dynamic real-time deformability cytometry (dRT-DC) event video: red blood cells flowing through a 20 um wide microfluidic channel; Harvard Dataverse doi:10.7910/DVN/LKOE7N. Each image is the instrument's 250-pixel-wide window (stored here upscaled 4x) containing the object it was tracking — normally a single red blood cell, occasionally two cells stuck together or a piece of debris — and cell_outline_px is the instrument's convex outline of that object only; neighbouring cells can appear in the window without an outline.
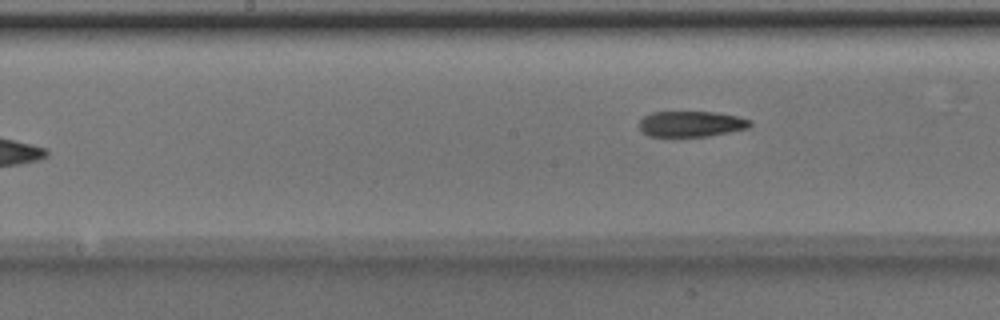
{"species": "Egyptian fruit bat (a non-hibernating species)", "species_latin": "Rousettus aegyptiacus", "temperature_condition": "room temperature", "stored_images_in_passage": 7, "camera_frame_rate_fps": 3000, "um_per_image_px": 0.085, "animal": {"sex": "male"}, "frame": {"image": 1, "passage_image": 7, "time_ms": 2.0, "image_size_px": [1000, 320], "cell_outline_px": [[752, 124], [748, 128], [708, 136], [648, 136], [640, 128], [640, 120], [644, 116], [652, 112], [716, 112], [736, 116], [752, 120]], "centroid_in_image_um": [58.77, 10.52], "position_along_channel_um": 189.4, "area_um2": 16.47}}